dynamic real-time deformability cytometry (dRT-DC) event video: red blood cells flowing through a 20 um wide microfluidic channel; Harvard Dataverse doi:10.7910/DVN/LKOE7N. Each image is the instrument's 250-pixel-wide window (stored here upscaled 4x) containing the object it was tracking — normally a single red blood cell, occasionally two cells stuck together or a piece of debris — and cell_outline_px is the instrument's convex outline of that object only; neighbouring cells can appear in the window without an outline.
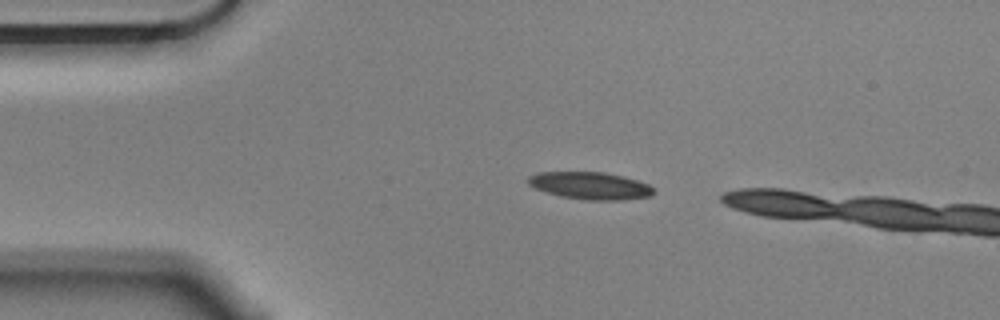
{"species": "Egyptian fruit bat (a non-hibernating species)", "species_latin": "Rousettus aegyptiacus", "temperature_condition": "cold", "stored_images_in_passage": 4, "camera_frame_rate_fps": 3000, "um_per_image_px": 0.085, "animal": {"sex": "male"}, "frame": {"image": 1, "passage_image": 1, "time_ms": 0.0, "image_size_px": [1000, 320], "cell_outline_px": [[652, 196], [616, 200], [584, 200], [560, 196], [536, 188], [528, 184], [528, 176], [540, 172], [604, 172], [624, 176], [648, 184], [652, 188]], "centroid_in_image_um": [50.15, 15.78], "position_along_channel_um": 34.8, "area_um2": 19.77}}